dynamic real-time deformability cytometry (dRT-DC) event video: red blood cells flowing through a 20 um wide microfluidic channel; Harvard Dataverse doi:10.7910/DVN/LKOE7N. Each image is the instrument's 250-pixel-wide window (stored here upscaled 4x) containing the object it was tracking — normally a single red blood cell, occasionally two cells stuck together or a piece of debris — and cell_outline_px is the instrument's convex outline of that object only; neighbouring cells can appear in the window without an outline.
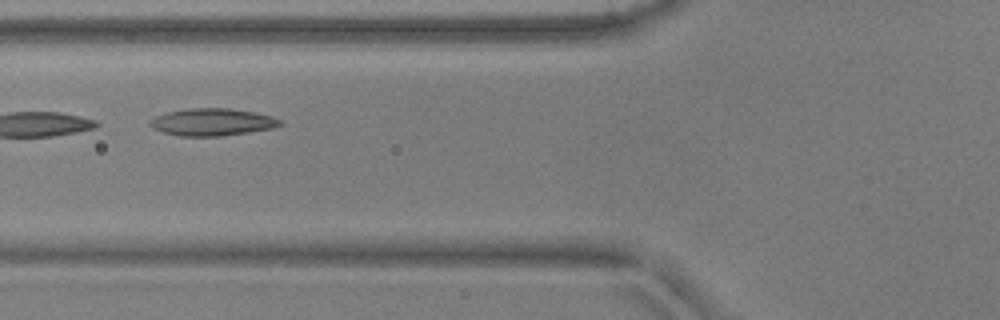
{"species": "common noctule bat (a hibernating species)", "species_latin": "Nyctalus noctula", "temperature_condition": "warm", "stored_images_in_passage": 2, "camera_frame_rate_fps": 3000, "um_per_image_px": 0.085, "animal": {"sex": "male", "body_mass_g": 17.9, "forearm_length_mm": 54.2}, "frame": {"image": 1, "passage_image": 2, "time_ms": 0.333, "image_size_px": [1000, 320], "cell_outline_px": [[284, 124], [272, 128], [248, 132], [220, 136], [180, 136], [164, 132], [152, 128], [148, 124], [148, 120], [156, 116], [168, 112], [188, 108], [228, 108], [256, 112], [272, 116], [280, 120]], "centroid_in_image_um": [18.03, 10.37], "position_along_channel_um": 107.8, "area_um2": 20.69}}